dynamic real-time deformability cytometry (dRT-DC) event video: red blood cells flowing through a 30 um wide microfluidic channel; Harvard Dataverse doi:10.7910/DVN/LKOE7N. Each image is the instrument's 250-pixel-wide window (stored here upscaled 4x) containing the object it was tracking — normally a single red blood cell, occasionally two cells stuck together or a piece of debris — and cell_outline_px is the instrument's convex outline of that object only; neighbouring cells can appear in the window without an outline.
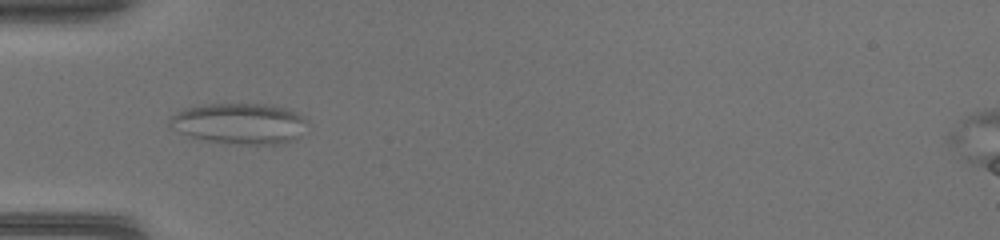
{"species": "common noctule bat (a hibernating species)", "species_latin": "Nyctalus noctula", "temperature_condition": "warm", "stored_images_in_passage": 46, "camera_frame_rate_fps": 3000, "um_per_image_px": 0.085, "animal": {"sex": "female", "body_mass_g": 17.0, "forearm_length_mm": 48.0}, "frame": {"image": 1, "passage_image": 15, "time_ms": 4.667, "image_size_px": [1000, 240], "cell_outline_px": [[304, 120], [300, 136], [296, 140], [284, 144], [228, 144], [208, 140], [192, 136], [180, 132], [168, 124], [168, 120], [172, 116], [188, 108], [208, 104], [272, 104], [296, 112], [304, 116]], "centroid_in_image_um": [20.4, 10.51], "position_along_channel_um": 64.6, "area_um2": 32.37}}
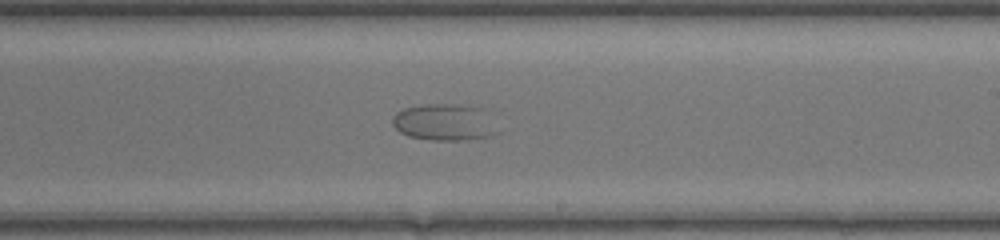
{"frame": {"image": 2, "passage_image": 28, "time_ms": 9.0, "image_size_px": [1000, 240], "cell_outline_px": [[500, 132], [492, 136], [468, 140], [432, 140], [408, 136], [400, 132], [392, 124], [392, 116], [396, 112], [404, 108], [420, 104], [456, 104], [480, 108]], "centroid_in_image_um": [37.73, 10.4], "position_along_channel_um": 251.3, "area_um2": 22.48}}
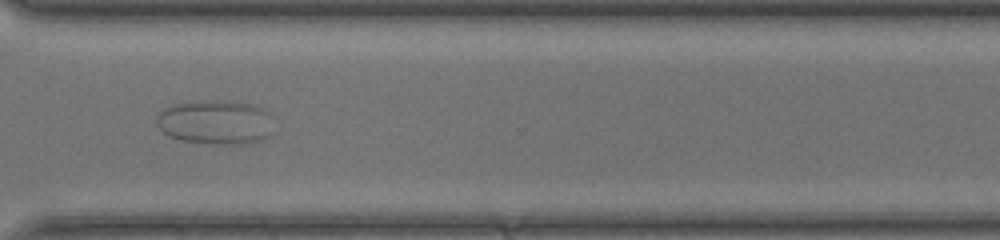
{"frame": {"image": 3, "passage_image": 35, "time_ms": 11.333, "image_size_px": [1000, 240], "cell_outline_px": [[268, 136], [260, 140], [248, 144], [216, 144], [180, 140], [168, 136], [156, 124], [156, 112], [172, 104], [200, 100], [224, 100], [252, 104], [268, 112]], "centroid_in_image_um": [18.21, 10.37], "position_along_channel_um": 352.4, "area_um2": 30.17}}